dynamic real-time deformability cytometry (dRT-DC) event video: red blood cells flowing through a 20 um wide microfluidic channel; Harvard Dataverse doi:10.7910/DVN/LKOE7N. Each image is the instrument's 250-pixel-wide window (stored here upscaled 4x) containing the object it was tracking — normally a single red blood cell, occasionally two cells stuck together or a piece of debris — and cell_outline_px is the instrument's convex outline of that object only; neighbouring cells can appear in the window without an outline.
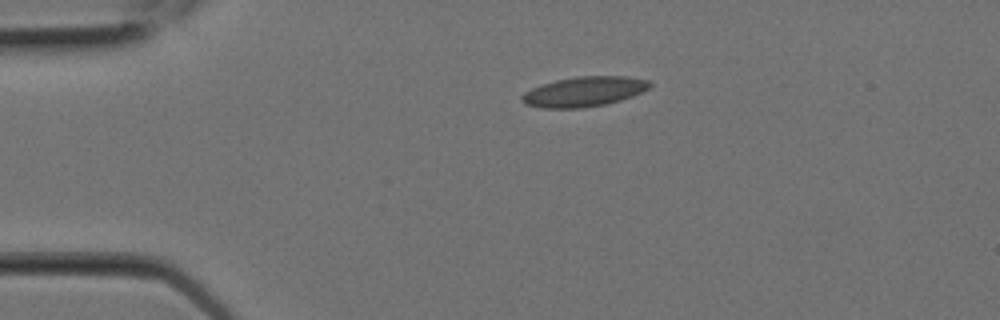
{"species": "Egyptian fruit bat (a non-hibernating species)", "species_latin": "Rousettus aegyptiacus", "temperature_condition": "room temperature", "stored_images_in_passage": 4, "camera_frame_rate_fps": 3000, "um_per_image_px": 0.085, "animal": {"sex": "female"}, "frame": {"image": 1, "passage_image": 1, "time_ms": 0.0, "image_size_px": [1000, 320], "cell_outline_px": [[652, 84], [648, 88], [632, 96], [620, 100], [604, 104], [580, 108], [544, 108], [524, 104], [520, 100], [520, 96], [524, 92], [532, 88], [556, 80], [576, 76], [628, 76], [648, 80]], "centroid_in_image_um": [49.62, 7.78], "position_along_channel_um": 35.4, "area_um2": 22.2}}
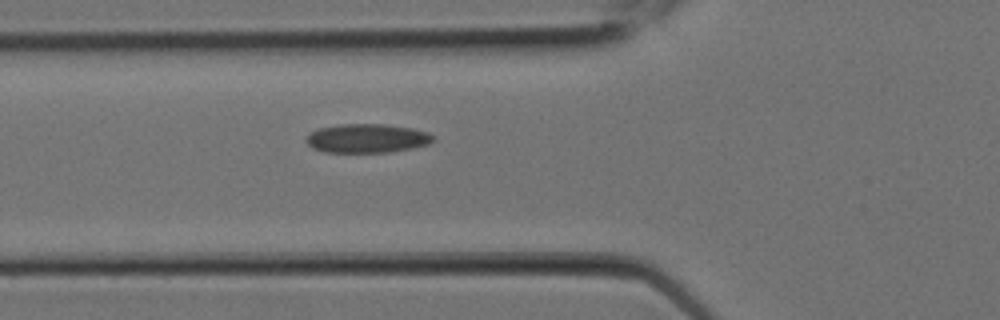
{"frame": {"image": 2, "passage_image": 4, "time_ms": 1.0, "image_size_px": [1000, 320], "cell_outline_px": [[432, 140], [428, 144], [412, 148], [388, 152], [324, 152], [312, 148], [304, 140], [308, 132], [320, 128], [340, 124], [384, 124], [412, 128], [428, 132], [432, 136]], "centroid_in_image_um": [31.13, 11.75], "position_along_channel_um": 94.7, "area_um2": 21.39}}